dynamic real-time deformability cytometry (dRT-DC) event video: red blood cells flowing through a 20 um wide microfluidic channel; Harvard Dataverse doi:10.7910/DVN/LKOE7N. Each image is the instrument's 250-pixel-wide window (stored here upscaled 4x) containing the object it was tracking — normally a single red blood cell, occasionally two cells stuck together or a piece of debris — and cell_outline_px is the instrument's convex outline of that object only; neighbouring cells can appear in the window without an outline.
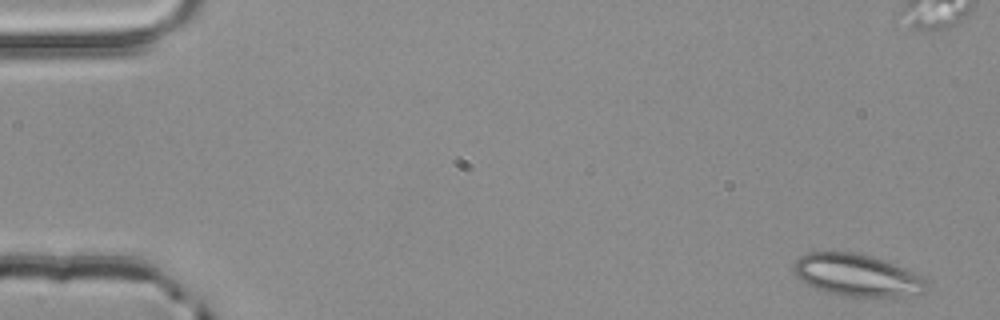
{"species": "common noctule bat (a hibernating species)", "species_latin": "Nyctalus noctula", "temperature_condition": "room temperature", "stored_images_in_passage": 5, "camera_frame_rate_fps": 3000, "um_per_image_px": 0.085, "animal": {"sex": "male", "body_mass_g": 20.4}, "frame": {"image": 1, "passage_image": 1, "time_ms": 0.0, "image_size_px": [1000, 320], "cell_outline_px": [[928, 288], [924, 292], [904, 296], [840, 296], [824, 292], [800, 280], [792, 272], [796, 260], [800, 256], [808, 252], [856, 252], [872, 256], [884, 260], [904, 268], [920, 276], [928, 284]], "centroid_in_image_um": [72.81, 23.39], "position_along_channel_um": 12.2, "area_um2": 32.54}}